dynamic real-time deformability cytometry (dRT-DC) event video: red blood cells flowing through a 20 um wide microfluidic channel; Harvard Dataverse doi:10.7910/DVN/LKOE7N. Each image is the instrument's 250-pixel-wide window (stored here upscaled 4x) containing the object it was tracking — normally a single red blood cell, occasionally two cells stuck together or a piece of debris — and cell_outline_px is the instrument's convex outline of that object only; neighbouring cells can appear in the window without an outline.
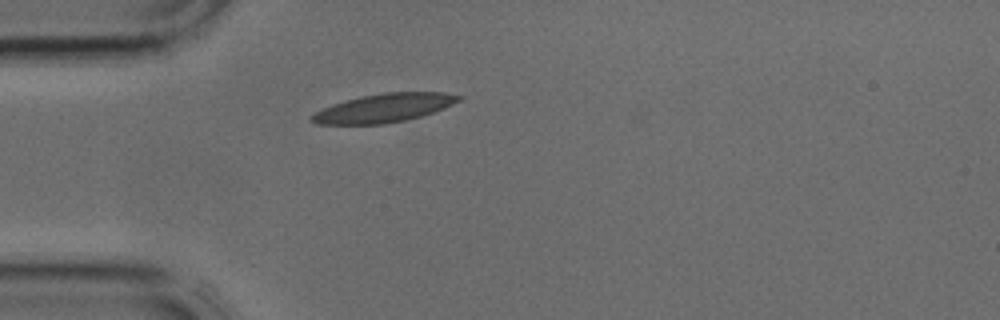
{"species": "common noctule bat (a hibernating species)", "species_latin": "Nyctalus noctula", "temperature_condition": "cold", "stored_images_in_passage": 3, "camera_frame_rate_fps": 3000, "um_per_image_px": 0.085, "animal": {"sex": "male", "body_mass_g": 17.9, "forearm_length_mm": 54.2}, "frame": {"image": 1, "passage_image": 3, "time_ms": 0.667, "image_size_px": [1000, 320], "cell_outline_px": [[464, 96], [460, 100], [444, 108], [420, 116], [404, 120], [384, 124], [316, 124], [308, 120], [308, 116], [332, 104], [344, 100], [360, 96], [384, 92], [444, 92]], "centroid_in_image_um": [32.6, 9.17], "position_along_channel_um": 52.4, "area_um2": 24.51}}